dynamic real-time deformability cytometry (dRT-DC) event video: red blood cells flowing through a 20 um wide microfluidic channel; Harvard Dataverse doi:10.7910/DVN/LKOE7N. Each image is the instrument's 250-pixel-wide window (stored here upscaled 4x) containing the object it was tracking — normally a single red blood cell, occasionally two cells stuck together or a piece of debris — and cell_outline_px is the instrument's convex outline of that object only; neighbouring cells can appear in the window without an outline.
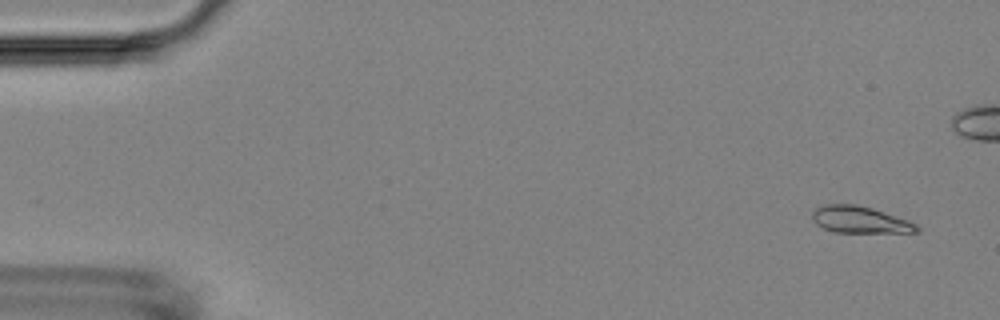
{"species": "Egyptian fruit bat (a non-hibernating species)", "species_latin": "Rousettus aegyptiacus", "temperature_condition": "room temperature", "stored_images_in_passage": 56, "camera_frame_rate_fps": 3000, "um_per_image_px": 0.085, "animal": {"sex": "female"}, "frame": {"image": 1, "passage_image": 3, "time_ms": 0.667, "image_size_px": [1000, 320], "cell_outline_px": [[920, 232], [832, 232], [816, 224], [812, 220], [812, 212], [816, 208], [828, 204], [856, 204], [872, 208], [908, 220], [916, 224], [920, 228]], "centroid_in_image_um": [73.09, 18.68], "position_along_channel_um": 11.9, "area_um2": 16.24}}
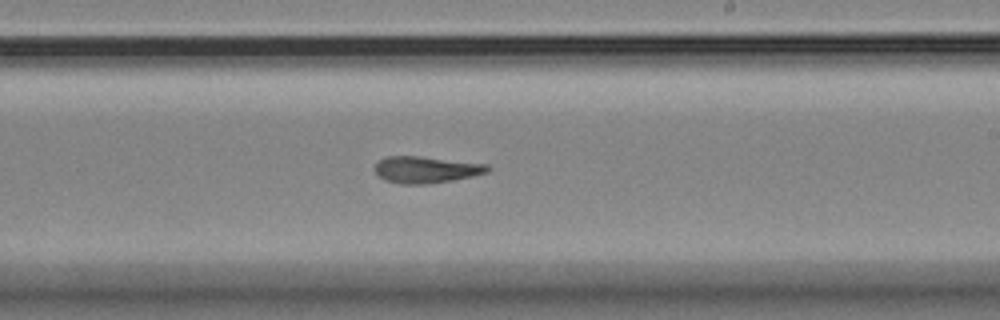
{"frame": {"image": 2, "passage_image": 33, "time_ms": 10.667, "image_size_px": [1000, 320], "cell_outline_px": [[492, 168], [488, 172], [472, 176], [452, 180], [428, 184], [400, 184], [384, 180], [372, 168], [384, 156], [420, 156], [488, 164]], "centroid_in_image_um": [36.21, 14.42], "position_along_channel_um": 252.8, "area_um2": 17.63}}
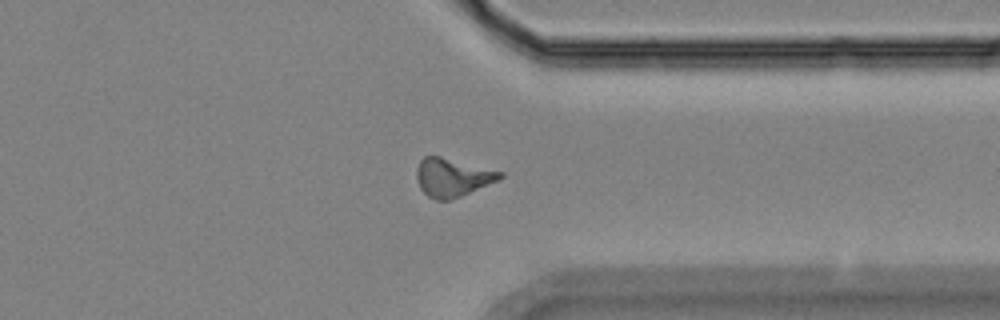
{"frame": {"image": 3, "passage_image": 43, "time_ms": 14.0, "image_size_px": [1000, 320], "cell_outline_px": [[504, 176], [496, 180], [460, 196], [448, 200], [436, 200], [428, 196], [420, 188], [416, 180], [416, 168], [420, 160], [424, 156], [440, 156], [504, 172]], "centroid_in_image_um": [38.4, 15.06], "position_along_channel_um": 373.0, "area_um2": 18.38}, "authors_computed_cell_mechanics": {"area_um2": 17.4267, "velocity_mm_per_s": 3.6473, "shape_relaxation_time_tau1_ms": 6.277, "shape_relaxation_time_tau2_ms": 5.2535, "deformation_change_tau1": 0.1991, "deformation_change_tau2": 0.1656}}